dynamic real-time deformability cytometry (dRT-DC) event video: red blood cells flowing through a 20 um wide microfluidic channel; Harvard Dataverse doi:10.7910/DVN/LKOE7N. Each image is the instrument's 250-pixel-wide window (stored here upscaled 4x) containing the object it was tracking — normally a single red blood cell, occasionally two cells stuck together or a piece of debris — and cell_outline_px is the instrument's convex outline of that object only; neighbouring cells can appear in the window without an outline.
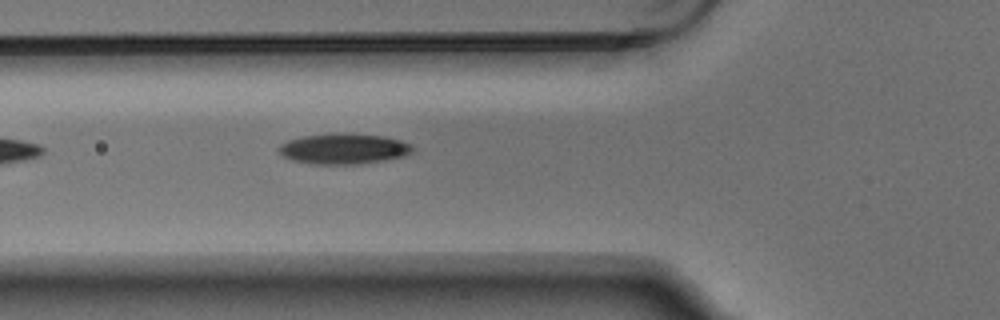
{"species": "Egyptian fruit bat (a non-hibernating species)", "species_latin": "Rousettus aegyptiacus", "temperature_condition": "warm", "stored_images_in_passage": 6, "camera_frame_rate_fps": 3000, "um_per_image_px": 0.085, "animal": {"sex": "male"}, "frame": {"image": 1, "passage_image": 6, "time_ms": 1.667, "image_size_px": [1000, 320], "cell_outline_px": [[416, 148], [408, 156], [360, 164], [312, 164], [292, 160], [280, 156], [276, 148], [280, 144], [288, 140], [304, 136], [332, 132], [344, 132], [384, 136], [400, 140], [412, 144]], "centroid_in_image_um": [29.22, 12.63], "position_along_channel_um": 96.6, "area_um2": 24.51}}